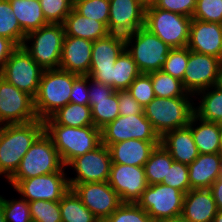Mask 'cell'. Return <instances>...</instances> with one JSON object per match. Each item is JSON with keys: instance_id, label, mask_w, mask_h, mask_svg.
<instances>
[{"instance_id": "6da1fadb", "label": "cell", "mask_w": 222, "mask_h": 222, "mask_svg": "<svg viewBox=\"0 0 222 222\" xmlns=\"http://www.w3.org/2000/svg\"><path fill=\"white\" fill-rule=\"evenodd\" d=\"M44 131L51 138L65 167L76 157L101 144V130L94 125L70 127L57 124L51 117L44 121Z\"/></svg>"}, {"instance_id": "7a4b0ae2", "label": "cell", "mask_w": 222, "mask_h": 222, "mask_svg": "<svg viewBox=\"0 0 222 222\" xmlns=\"http://www.w3.org/2000/svg\"><path fill=\"white\" fill-rule=\"evenodd\" d=\"M44 132L43 120L6 124L0 140V175L8 180L35 140Z\"/></svg>"}, {"instance_id": "3957f363", "label": "cell", "mask_w": 222, "mask_h": 222, "mask_svg": "<svg viewBox=\"0 0 222 222\" xmlns=\"http://www.w3.org/2000/svg\"><path fill=\"white\" fill-rule=\"evenodd\" d=\"M79 75L62 69L44 70L36 97L35 112L40 120L50 118L70 101L73 81Z\"/></svg>"}, {"instance_id": "277c9868", "label": "cell", "mask_w": 222, "mask_h": 222, "mask_svg": "<svg viewBox=\"0 0 222 222\" xmlns=\"http://www.w3.org/2000/svg\"><path fill=\"white\" fill-rule=\"evenodd\" d=\"M190 99V97H155L143 107L144 115L160 138L169 131L189 125L195 114V103Z\"/></svg>"}, {"instance_id": "5b68a950", "label": "cell", "mask_w": 222, "mask_h": 222, "mask_svg": "<svg viewBox=\"0 0 222 222\" xmlns=\"http://www.w3.org/2000/svg\"><path fill=\"white\" fill-rule=\"evenodd\" d=\"M64 167L59 153L45 131L22 158L16 172L7 180L12 188L21 180L59 172Z\"/></svg>"}, {"instance_id": "8992f818", "label": "cell", "mask_w": 222, "mask_h": 222, "mask_svg": "<svg viewBox=\"0 0 222 222\" xmlns=\"http://www.w3.org/2000/svg\"><path fill=\"white\" fill-rule=\"evenodd\" d=\"M64 37L63 24L49 23L29 32L22 46L43 70L59 69Z\"/></svg>"}, {"instance_id": "52a82bcc", "label": "cell", "mask_w": 222, "mask_h": 222, "mask_svg": "<svg viewBox=\"0 0 222 222\" xmlns=\"http://www.w3.org/2000/svg\"><path fill=\"white\" fill-rule=\"evenodd\" d=\"M125 46L141 74L161 70L171 49L170 46L145 27L139 28L131 35L126 36Z\"/></svg>"}, {"instance_id": "ba28073f", "label": "cell", "mask_w": 222, "mask_h": 222, "mask_svg": "<svg viewBox=\"0 0 222 222\" xmlns=\"http://www.w3.org/2000/svg\"><path fill=\"white\" fill-rule=\"evenodd\" d=\"M192 18L155 6L145 9V28L171 48L187 47Z\"/></svg>"}, {"instance_id": "9c48e42d", "label": "cell", "mask_w": 222, "mask_h": 222, "mask_svg": "<svg viewBox=\"0 0 222 222\" xmlns=\"http://www.w3.org/2000/svg\"><path fill=\"white\" fill-rule=\"evenodd\" d=\"M43 72L23 46H18L4 63L0 76L35 98Z\"/></svg>"}, {"instance_id": "30bf717a", "label": "cell", "mask_w": 222, "mask_h": 222, "mask_svg": "<svg viewBox=\"0 0 222 222\" xmlns=\"http://www.w3.org/2000/svg\"><path fill=\"white\" fill-rule=\"evenodd\" d=\"M185 193L160 183L148 185L136 204L144 209L153 221L181 216Z\"/></svg>"}, {"instance_id": "8fae6325", "label": "cell", "mask_w": 222, "mask_h": 222, "mask_svg": "<svg viewBox=\"0 0 222 222\" xmlns=\"http://www.w3.org/2000/svg\"><path fill=\"white\" fill-rule=\"evenodd\" d=\"M130 139L160 141L159 135L153 129L144 112L129 116L119 115L101 129V143L107 147Z\"/></svg>"}, {"instance_id": "7c38bea8", "label": "cell", "mask_w": 222, "mask_h": 222, "mask_svg": "<svg viewBox=\"0 0 222 222\" xmlns=\"http://www.w3.org/2000/svg\"><path fill=\"white\" fill-rule=\"evenodd\" d=\"M37 119L34 98L0 76V123L24 124Z\"/></svg>"}, {"instance_id": "4fadbf2b", "label": "cell", "mask_w": 222, "mask_h": 222, "mask_svg": "<svg viewBox=\"0 0 222 222\" xmlns=\"http://www.w3.org/2000/svg\"><path fill=\"white\" fill-rule=\"evenodd\" d=\"M64 166L59 172L44 174L19 181L13 188L28 202L37 200L60 201L70 190ZM67 177V178H66Z\"/></svg>"}, {"instance_id": "5bb4252c", "label": "cell", "mask_w": 222, "mask_h": 222, "mask_svg": "<svg viewBox=\"0 0 222 222\" xmlns=\"http://www.w3.org/2000/svg\"><path fill=\"white\" fill-rule=\"evenodd\" d=\"M125 47V37L111 33L94 41L87 76L113 88L112 66Z\"/></svg>"}, {"instance_id": "9a60e30c", "label": "cell", "mask_w": 222, "mask_h": 222, "mask_svg": "<svg viewBox=\"0 0 222 222\" xmlns=\"http://www.w3.org/2000/svg\"><path fill=\"white\" fill-rule=\"evenodd\" d=\"M69 186L100 222H104L123 203L107 181L69 183Z\"/></svg>"}, {"instance_id": "2e32d148", "label": "cell", "mask_w": 222, "mask_h": 222, "mask_svg": "<svg viewBox=\"0 0 222 222\" xmlns=\"http://www.w3.org/2000/svg\"><path fill=\"white\" fill-rule=\"evenodd\" d=\"M222 61L211 55L189 50V59L183 76L184 89L196 95L198 92L215 86Z\"/></svg>"}, {"instance_id": "e0dca14e", "label": "cell", "mask_w": 222, "mask_h": 222, "mask_svg": "<svg viewBox=\"0 0 222 222\" xmlns=\"http://www.w3.org/2000/svg\"><path fill=\"white\" fill-rule=\"evenodd\" d=\"M112 160L107 146L100 144L94 150L73 159L68 165L77 173L69 183H91L108 181Z\"/></svg>"}, {"instance_id": "ac0fdd59", "label": "cell", "mask_w": 222, "mask_h": 222, "mask_svg": "<svg viewBox=\"0 0 222 222\" xmlns=\"http://www.w3.org/2000/svg\"><path fill=\"white\" fill-rule=\"evenodd\" d=\"M108 184L122 202L136 203L148 187L144 167L112 163Z\"/></svg>"}, {"instance_id": "d6986e66", "label": "cell", "mask_w": 222, "mask_h": 222, "mask_svg": "<svg viewBox=\"0 0 222 222\" xmlns=\"http://www.w3.org/2000/svg\"><path fill=\"white\" fill-rule=\"evenodd\" d=\"M145 26V8L135 0H110L108 31L128 36Z\"/></svg>"}, {"instance_id": "ffe728a7", "label": "cell", "mask_w": 222, "mask_h": 222, "mask_svg": "<svg viewBox=\"0 0 222 222\" xmlns=\"http://www.w3.org/2000/svg\"><path fill=\"white\" fill-rule=\"evenodd\" d=\"M187 47L222 61V24L192 19Z\"/></svg>"}, {"instance_id": "44dd1931", "label": "cell", "mask_w": 222, "mask_h": 222, "mask_svg": "<svg viewBox=\"0 0 222 222\" xmlns=\"http://www.w3.org/2000/svg\"><path fill=\"white\" fill-rule=\"evenodd\" d=\"M93 41L65 36L59 69L77 75H88Z\"/></svg>"}, {"instance_id": "7402d4cb", "label": "cell", "mask_w": 222, "mask_h": 222, "mask_svg": "<svg viewBox=\"0 0 222 222\" xmlns=\"http://www.w3.org/2000/svg\"><path fill=\"white\" fill-rule=\"evenodd\" d=\"M218 212L209 188L190 189L184 197L181 216L187 222H213Z\"/></svg>"}, {"instance_id": "603a6c76", "label": "cell", "mask_w": 222, "mask_h": 222, "mask_svg": "<svg viewBox=\"0 0 222 222\" xmlns=\"http://www.w3.org/2000/svg\"><path fill=\"white\" fill-rule=\"evenodd\" d=\"M159 144L160 141L130 139L111 144L108 149L112 163L143 167L152 150Z\"/></svg>"}, {"instance_id": "cb8c5ba5", "label": "cell", "mask_w": 222, "mask_h": 222, "mask_svg": "<svg viewBox=\"0 0 222 222\" xmlns=\"http://www.w3.org/2000/svg\"><path fill=\"white\" fill-rule=\"evenodd\" d=\"M160 143L174 161L182 164H191L199 155L188 126L165 133L160 138Z\"/></svg>"}, {"instance_id": "d4e9b609", "label": "cell", "mask_w": 222, "mask_h": 222, "mask_svg": "<svg viewBox=\"0 0 222 222\" xmlns=\"http://www.w3.org/2000/svg\"><path fill=\"white\" fill-rule=\"evenodd\" d=\"M188 168L190 189L210 188L222 176V159L218 153L199 154Z\"/></svg>"}, {"instance_id": "484cf974", "label": "cell", "mask_w": 222, "mask_h": 222, "mask_svg": "<svg viewBox=\"0 0 222 222\" xmlns=\"http://www.w3.org/2000/svg\"><path fill=\"white\" fill-rule=\"evenodd\" d=\"M63 26L65 36L80 37L93 42L110 33L103 22L82 16L74 8L65 18Z\"/></svg>"}, {"instance_id": "4316f807", "label": "cell", "mask_w": 222, "mask_h": 222, "mask_svg": "<svg viewBox=\"0 0 222 222\" xmlns=\"http://www.w3.org/2000/svg\"><path fill=\"white\" fill-rule=\"evenodd\" d=\"M194 125L197 126L195 127ZM188 127L191 129L192 137L199 154L218 153L222 124L204 121L194 114Z\"/></svg>"}, {"instance_id": "83f0119b", "label": "cell", "mask_w": 222, "mask_h": 222, "mask_svg": "<svg viewBox=\"0 0 222 222\" xmlns=\"http://www.w3.org/2000/svg\"><path fill=\"white\" fill-rule=\"evenodd\" d=\"M20 27L28 34L49 24L42 12L39 0H9Z\"/></svg>"}, {"instance_id": "f1b7e54d", "label": "cell", "mask_w": 222, "mask_h": 222, "mask_svg": "<svg viewBox=\"0 0 222 222\" xmlns=\"http://www.w3.org/2000/svg\"><path fill=\"white\" fill-rule=\"evenodd\" d=\"M197 95L201 100L199 106L194 107L195 115L204 121L222 124V90L212 86Z\"/></svg>"}, {"instance_id": "f546056e", "label": "cell", "mask_w": 222, "mask_h": 222, "mask_svg": "<svg viewBox=\"0 0 222 222\" xmlns=\"http://www.w3.org/2000/svg\"><path fill=\"white\" fill-rule=\"evenodd\" d=\"M173 161L170 153L161 143L157 145L143 166L148 185L162 183L163 179L167 178L168 167H171Z\"/></svg>"}, {"instance_id": "4dcf8cb0", "label": "cell", "mask_w": 222, "mask_h": 222, "mask_svg": "<svg viewBox=\"0 0 222 222\" xmlns=\"http://www.w3.org/2000/svg\"><path fill=\"white\" fill-rule=\"evenodd\" d=\"M62 222H100L70 189L60 200Z\"/></svg>"}, {"instance_id": "1f68e13d", "label": "cell", "mask_w": 222, "mask_h": 222, "mask_svg": "<svg viewBox=\"0 0 222 222\" xmlns=\"http://www.w3.org/2000/svg\"><path fill=\"white\" fill-rule=\"evenodd\" d=\"M140 74L136 62L125 49L112 66L113 89L127 90Z\"/></svg>"}, {"instance_id": "d6a6232c", "label": "cell", "mask_w": 222, "mask_h": 222, "mask_svg": "<svg viewBox=\"0 0 222 222\" xmlns=\"http://www.w3.org/2000/svg\"><path fill=\"white\" fill-rule=\"evenodd\" d=\"M51 118L59 125L86 127L93 124L91 107L69 102L55 112Z\"/></svg>"}, {"instance_id": "836d02e7", "label": "cell", "mask_w": 222, "mask_h": 222, "mask_svg": "<svg viewBox=\"0 0 222 222\" xmlns=\"http://www.w3.org/2000/svg\"><path fill=\"white\" fill-rule=\"evenodd\" d=\"M93 124L100 130L119 116L118 91H114L109 97L101 99H89Z\"/></svg>"}, {"instance_id": "e575fe53", "label": "cell", "mask_w": 222, "mask_h": 222, "mask_svg": "<svg viewBox=\"0 0 222 222\" xmlns=\"http://www.w3.org/2000/svg\"><path fill=\"white\" fill-rule=\"evenodd\" d=\"M148 75L152 80L155 97H194L184 89L182 81L164 73L162 70L149 73Z\"/></svg>"}, {"instance_id": "d590c367", "label": "cell", "mask_w": 222, "mask_h": 222, "mask_svg": "<svg viewBox=\"0 0 222 222\" xmlns=\"http://www.w3.org/2000/svg\"><path fill=\"white\" fill-rule=\"evenodd\" d=\"M26 35L9 0H0V36L11 40L18 47L23 45Z\"/></svg>"}, {"instance_id": "8d00e7d4", "label": "cell", "mask_w": 222, "mask_h": 222, "mask_svg": "<svg viewBox=\"0 0 222 222\" xmlns=\"http://www.w3.org/2000/svg\"><path fill=\"white\" fill-rule=\"evenodd\" d=\"M73 8L82 16L108 24L110 0H74Z\"/></svg>"}, {"instance_id": "74e56055", "label": "cell", "mask_w": 222, "mask_h": 222, "mask_svg": "<svg viewBox=\"0 0 222 222\" xmlns=\"http://www.w3.org/2000/svg\"><path fill=\"white\" fill-rule=\"evenodd\" d=\"M0 205L7 222H32L29 202L26 199H6L0 195Z\"/></svg>"}, {"instance_id": "f35d334b", "label": "cell", "mask_w": 222, "mask_h": 222, "mask_svg": "<svg viewBox=\"0 0 222 222\" xmlns=\"http://www.w3.org/2000/svg\"><path fill=\"white\" fill-rule=\"evenodd\" d=\"M32 222H62L60 201L29 202Z\"/></svg>"}, {"instance_id": "ab89813d", "label": "cell", "mask_w": 222, "mask_h": 222, "mask_svg": "<svg viewBox=\"0 0 222 222\" xmlns=\"http://www.w3.org/2000/svg\"><path fill=\"white\" fill-rule=\"evenodd\" d=\"M39 2L46 21L52 24H63L74 6V0H39Z\"/></svg>"}, {"instance_id": "60d3db41", "label": "cell", "mask_w": 222, "mask_h": 222, "mask_svg": "<svg viewBox=\"0 0 222 222\" xmlns=\"http://www.w3.org/2000/svg\"><path fill=\"white\" fill-rule=\"evenodd\" d=\"M189 59L188 47L171 48L168 52L166 62L163 64L162 71L174 78L183 81V76Z\"/></svg>"}, {"instance_id": "b9f144b4", "label": "cell", "mask_w": 222, "mask_h": 222, "mask_svg": "<svg viewBox=\"0 0 222 222\" xmlns=\"http://www.w3.org/2000/svg\"><path fill=\"white\" fill-rule=\"evenodd\" d=\"M104 222H153L136 203L123 202Z\"/></svg>"}, {"instance_id": "7bdbcfd3", "label": "cell", "mask_w": 222, "mask_h": 222, "mask_svg": "<svg viewBox=\"0 0 222 222\" xmlns=\"http://www.w3.org/2000/svg\"><path fill=\"white\" fill-rule=\"evenodd\" d=\"M192 19L222 24V0H197Z\"/></svg>"}, {"instance_id": "ee69618b", "label": "cell", "mask_w": 222, "mask_h": 222, "mask_svg": "<svg viewBox=\"0 0 222 222\" xmlns=\"http://www.w3.org/2000/svg\"><path fill=\"white\" fill-rule=\"evenodd\" d=\"M188 165L173 161L171 167H168L167 178L162 183L187 193L190 190Z\"/></svg>"}, {"instance_id": "f6af8a7d", "label": "cell", "mask_w": 222, "mask_h": 222, "mask_svg": "<svg viewBox=\"0 0 222 222\" xmlns=\"http://www.w3.org/2000/svg\"><path fill=\"white\" fill-rule=\"evenodd\" d=\"M127 90L143 107L155 98L152 80L148 74H140Z\"/></svg>"}, {"instance_id": "bcb514c9", "label": "cell", "mask_w": 222, "mask_h": 222, "mask_svg": "<svg viewBox=\"0 0 222 222\" xmlns=\"http://www.w3.org/2000/svg\"><path fill=\"white\" fill-rule=\"evenodd\" d=\"M197 0H155L153 6L192 18Z\"/></svg>"}, {"instance_id": "7dc6e473", "label": "cell", "mask_w": 222, "mask_h": 222, "mask_svg": "<svg viewBox=\"0 0 222 222\" xmlns=\"http://www.w3.org/2000/svg\"><path fill=\"white\" fill-rule=\"evenodd\" d=\"M88 82H89V76L87 75H79L73 81L69 102L80 105H89Z\"/></svg>"}, {"instance_id": "c3c4849f", "label": "cell", "mask_w": 222, "mask_h": 222, "mask_svg": "<svg viewBox=\"0 0 222 222\" xmlns=\"http://www.w3.org/2000/svg\"><path fill=\"white\" fill-rule=\"evenodd\" d=\"M118 104L119 115L129 116L143 113V106L132 97L128 90L118 91Z\"/></svg>"}, {"instance_id": "681fc988", "label": "cell", "mask_w": 222, "mask_h": 222, "mask_svg": "<svg viewBox=\"0 0 222 222\" xmlns=\"http://www.w3.org/2000/svg\"><path fill=\"white\" fill-rule=\"evenodd\" d=\"M89 99H101L109 97L115 90L105 83L98 82L89 77ZM91 83V84H90Z\"/></svg>"}, {"instance_id": "f907efd6", "label": "cell", "mask_w": 222, "mask_h": 222, "mask_svg": "<svg viewBox=\"0 0 222 222\" xmlns=\"http://www.w3.org/2000/svg\"><path fill=\"white\" fill-rule=\"evenodd\" d=\"M16 48L17 46L11 40L0 36V71Z\"/></svg>"}, {"instance_id": "816d5d0a", "label": "cell", "mask_w": 222, "mask_h": 222, "mask_svg": "<svg viewBox=\"0 0 222 222\" xmlns=\"http://www.w3.org/2000/svg\"><path fill=\"white\" fill-rule=\"evenodd\" d=\"M218 210H222V176L215 180L209 188Z\"/></svg>"}, {"instance_id": "f5cc1de1", "label": "cell", "mask_w": 222, "mask_h": 222, "mask_svg": "<svg viewBox=\"0 0 222 222\" xmlns=\"http://www.w3.org/2000/svg\"><path fill=\"white\" fill-rule=\"evenodd\" d=\"M153 222H187V221H185L182 216H178L174 218L160 219Z\"/></svg>"}, {"instance_id": "db71d44e", "label": "cell", "mask_w": 222, "mask_h": 222, "mask_svg": "<svg viewBox=\"0 0 222 222\" xmlns=\"http://www.w3.org/2000/svg\"><path fill=\"white\" fill-rule=\"evenodd\" d=\"M138 2L141 6H143L145 9L153 6L155 0H135Z\"/></svg>"}, {"instance_id": "11a10c76", "label": "cell", "mask_w": 222, "mask_h": 222, "mask_svg": "<svg viewBox=\"0 0 222 222\" xmlns=\"http://www.w3.org/2000/svg\"><path fill=\"white\" fill-rule=\"evenodd\" d=\"M215 86L219 88L220 90H222V65H221L219 76H218L217 83Z\"/></svg>"}, {"instance_id": "9f6ffc18", "label": "cell", "mask_w": 222, "mask_h": 222, "mask_svg": "<svg viewBox=\"0 0 222 222\" xmlns=\"http://www.w3.org/2000/svg\"><path fill=\"white\" fill-rule=\"evenodd\" d=\"M213 222H222V210H218L215 217L213 218Z\"/></svg>"}, {"instance_id": "6f0895ef", "label": "cell", "mask_w": 222, "mask_h": 222, "mask_svg": "<svg viewBox=\"0 0 222 222\" xmlns=\"http://www.w3.org/2000/svg\"><path fill=\"white\" fill-rule=\"evenodd\" d=\"M0 222H7L1 205H0Z\"/></svg>"}, {"instance_id": "680465c9", "label": "cell", "mask_w": 222, "mask_h": 222, "mask_svg": "<svg viewBox=\"0 0 222 222\" xmlns=\"http://www.w3.org/2000/svg\"><path fill=\"white\" fill-rule=\"evenodd\" d=\"M218 154L222 159V133H221V138H220V145H219Z\"/></svg>"}, {"instance_id": "91938a15", "label": "cell", "mask_w": 222, "mask_h": 222, "mask_svg": "<svg viewBox=\"0 0 222 222\" xmlns=\"http://www.w3.org/2000/svg\"><path fill=\"white\" fill-rule=\"evenodd\" d=\"M4 127H5V124L0 123V140H1V137H2V133H3Z\"/></svg>"}]
</instances>
